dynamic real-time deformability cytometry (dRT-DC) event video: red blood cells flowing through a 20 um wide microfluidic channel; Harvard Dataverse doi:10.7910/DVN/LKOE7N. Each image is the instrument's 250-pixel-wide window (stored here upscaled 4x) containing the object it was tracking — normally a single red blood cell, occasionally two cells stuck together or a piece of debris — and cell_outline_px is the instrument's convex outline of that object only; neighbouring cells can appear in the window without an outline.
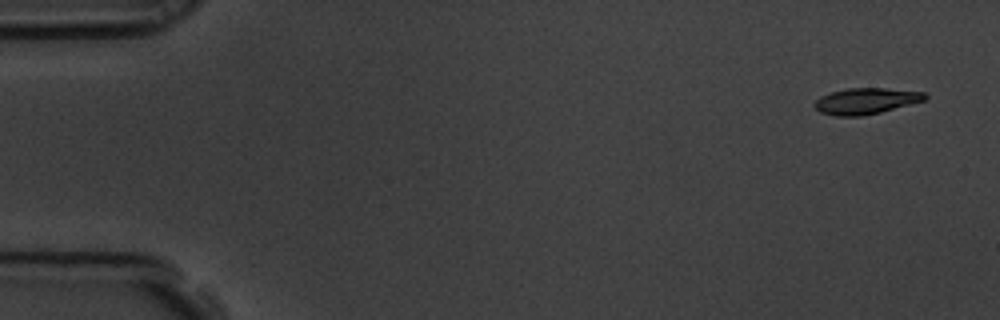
{"species": "common noctule bat (a hibernating species)", "species_latin": "Nyctalus noctula", "temperature_condition": "room temperature", "stored_images_in_passage": 4, "camera_frame_rate_fps": 3000, "um_per_image_px": 0.085, "animal": {"sex": "male", "body_mass_g": 19.5, "forearm_length_mm": 54.6}, "frame": {"image": 1, "passage_image": 1, "time_ms": 0.0, "image_size_px": [1000, 320], "cell_outline_px": [[928, 96], [924, 100], [880, 112], [860, 116], [836, 116], [820, 112], [816, 108], [816, 100], [820, 96], [832, 92], [848, 88], [884, 88], [924, 92]], "centroid_in_image_um": [73.6, 8.58], "position_along_channel_um": 11.4, "area_um2": 16.47}}
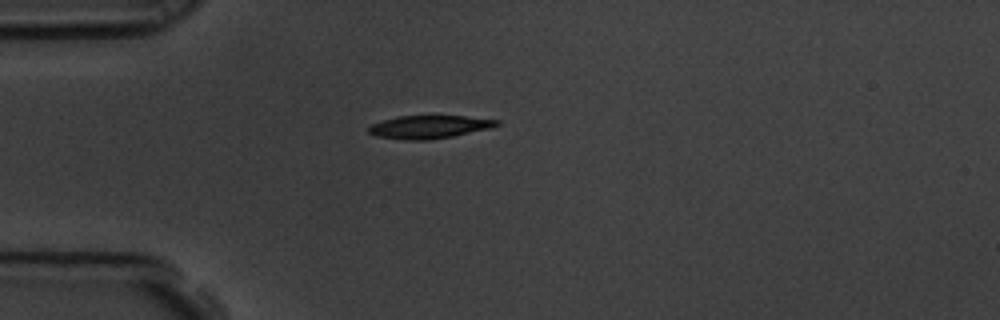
{"frame": {"image": 2, "passage_image": 4, "time_ms": 1.0, "image_size_px": [1000, 320], "cell_outline_px": [[500, 124], [492, 128], [452, 136], [428, 140], [404, 140], [376, 136], [368, 132], [368, 128], [372, 124], [384, 120], [400, 116], [464, 116], [500, 120]], "centroid_in_image_um": [36.5, 10.79], "position_along_channel_um": 48.5, "area_um2": 17.11}}